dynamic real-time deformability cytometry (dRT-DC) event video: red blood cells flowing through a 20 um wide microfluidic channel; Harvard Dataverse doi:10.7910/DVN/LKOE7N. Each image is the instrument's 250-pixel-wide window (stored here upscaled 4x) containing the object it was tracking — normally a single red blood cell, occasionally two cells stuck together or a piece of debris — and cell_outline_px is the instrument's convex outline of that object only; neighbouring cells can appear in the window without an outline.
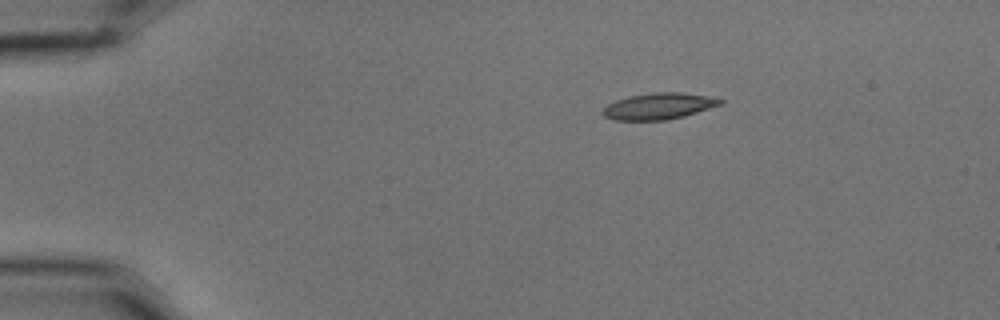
{"species": "common noctule bat (a hibernating species)", "species_latin": "Nyctalus noctula", "temperature_condition": "cold", "stored_images_in_passage": 3, "camera_frame_rate_fps": 3000, "um_per_image_px": 0.085, "animal": {"sex": "male", "body_mass_g": 15.6}, "frame": {"image": 1, "passage_image": 1, "time_ms": 0.0, "image_size_px": [1000, 320], "cell_outline_px": [[724, 104], [684, 116], [668, 120], [616, 120], [604, 116], [600, 112], [608, 104], [616, 100], [628, 96], [656, 92], [680, 92], [704, 96], [724, 100]], "centroid_in_image_um": [55.98, 9.03], "position_along_channel_um": 29.0, "area_um2": 17.98}}